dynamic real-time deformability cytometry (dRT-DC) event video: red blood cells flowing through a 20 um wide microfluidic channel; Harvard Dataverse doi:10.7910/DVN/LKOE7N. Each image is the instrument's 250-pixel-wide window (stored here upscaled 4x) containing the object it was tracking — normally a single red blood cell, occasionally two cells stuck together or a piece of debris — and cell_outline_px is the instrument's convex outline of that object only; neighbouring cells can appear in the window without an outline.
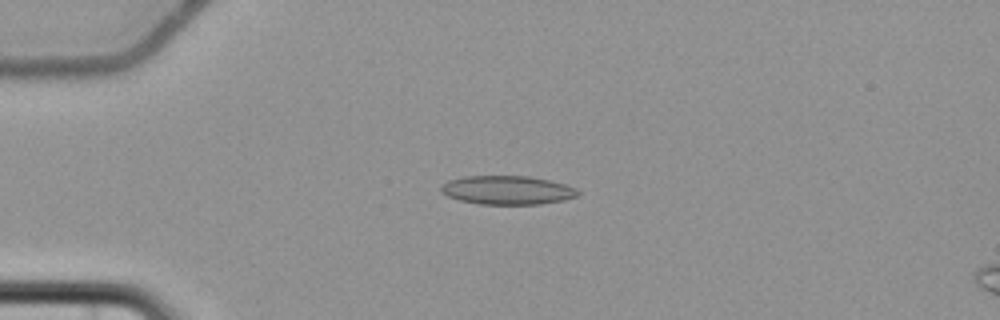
{"species": "common noctule bat (a hibernating species)", "species_latin": "Nyctalus noctula", "temperature_condition": "cold", "stored_images_in_passage": 7, "camera_frame_rate_fps": 3000, "um_per_image_px": 0.085, "animal": {"sex": "female", "body_mass_g": 22.7, "forearm_length_mm": 54.2}, "frame": {"image": 1, "passage_image": 5, "time_ms": 5.0, "image_size_px": [1000, 320], "cell_outline_px": [[580, 196], [564, 200], [540, 204], [480, 204], [460, 200], [448, 196], [440, 192], [440, 188], [448, 180], [464, 176], [528, 176], [548, 180], [564, 184], [576, 188], [580, 192]], "centroid_in_image_um": [43.14, 16.16], "position_along_channel_um": 41.9, "area_um2": 22.95}}